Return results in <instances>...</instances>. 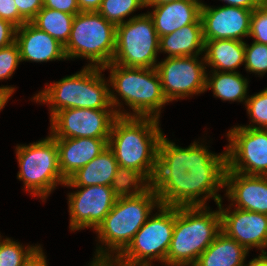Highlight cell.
<instances>
[{
	"instance_id": "cell-1",
	"label": "cell",
	"mask_w": 267,
	"mask_h": 266,
	"mask_svg": "<svg viewBox=\"0 0 267 266\" xmlns=\"http://www.w3.org/2000/svg\"><path fill=\"white\" fill-rule=\"evenodd\" d=\"M198 143L193 142L189 147L182 148L169 141L164 134L160 138L157 168L151 187L161 205L194 207L206 206L210 197L217 205L222 200L218 191L224 188L226 150L219 155L213 154Z\"/></svg>"
},
{
	"instance_id": "cell-2",
	"label": "cell",
	"mask_w": 267,
	"mask_h": 266,
	"mask_svg": "<svg viewBox=\"0 0 267 266\" xmlns=\"http://www.w3.org/2000/svg\"><path fill=\"white\" fill-rule=\"evenodd\" d=\"M102 71L100 67L87 65L80 72L47 85L32 99L47 103L51 118L58 111L68 108L115 110L118 116H132V113L120 110L122 102L110 90L109 81L102 77ZM116 107L119 109L116 110Z\"/></svg>"
},
{
	"instance_id": "cell-3",
	"label": "cell",
	"mask_w": 267,
	"mask_h": 266,
	"mask_svg": "<svg viewBox=\"0 0 267 266\" xmlns=\"http://www.w3.org/2000/svg\"><path fill=\"white\" fill-rule=\"evenodd\" d=\"M160 205L152 187L137 196L117 198L113 208L95 230L103 245L97 247L95 258L89 266L110 264L145 224L153 208L158 209Z\"/></svg>"
},
{
	"instance_id": "cell-4",
	"label": "cell",
	"mask_w": 267,
	"mask_h": 266,
	"mask_svg": "<svg viewBox=\"0 0 267 266\" xmlns=\"http://www.w3.org/2000/svg\"><path fill=\"white\" fill-rule=\"evenodd\" d=\"M162 135L159 119L117 116L112 124L108 147L119 166L136 169L152 182Z\"/></svg>"
},
{
	"instance_id": "cell-5",
	"label": "cell",
	"mask_w": 267,
	"mask_h": 266,
	"mask_svg": "<svg viewBox=\"0 0 267 266\" xmlns=\"http://www.w3.org/2000/svg\"><path fill=\"white\" fill-rule=\"evenodd\" d=\"M209 208L175 207V226L166 257L167 266H193L222 231L220 211H209Z\"/></svg>"
},
{
	"instance_id": "cell-6",
	"label": "cell",
	"mask_w": 267,
	"mask_h": 266,
	"mask_svg": "<svg viewBox=\"0 0 267 266\" xmlns=\"http://www.w3.org/2000/svg\"><path fill=\"white\" fill-rule=\"evenodd\" d=\"M111 87L133 110L132 116L159 119L161 108L169 103L165 98L156 68L125 67L110 63Z\"/></svg>"
},
{
	"instance_id": "cell-7",
	"label": "cell",
	"mask_w": 267,
	"mask_h": 266,
	"mask_svg": "<svg viewBox=\"0 0 267 266\" xmlns=\"http://www.w3.org/2000/svg\"><path fill=\"white\" fill-rule=\"evenodd\" d=\"M116 49V26L99 12H79L75 15L69 39L64 45L67 59L82 57L88 66L110 64Z\"/></svg>"
},
{
	"instance_id": "cell-8",
	"label": "cell",
	"mask_w": 267,
	"mask_h": 266,
	"mask_svg": "<svg viewBox=\"0 0 267 266\" xmlns=\"http://www.w3.org/2000/svg\"><path fill=\"white\" fill-rule=\"evenodd\" d=\"M158 212L148 218L111 266H152L154 259L166 265L175 226V207L160 205Z\"/></svg>"
},
{
	"instance_id": "cell-9",
	"label": "cell",
	"mask_w": 267,
	"mask_h": 266,
	"mask_svg": "<svg viewBox=\"0 0 267 266\" xmlns=\"http://www.w3.org/2000/svg\"><path fill=\"white\" fill-rule=\"evenodd\" d=\"M16 155L20 167L17 178L31 195L45 200L58 184L66 182L59 168L56 140L51 135L29 145H17Z\"/></svg>"
},
{
	"instance_id": "cell-10",
	"label": "cell",
	"mask_w": 267,
	"mask_h": 266,
	"mask_svg": "<svg viewBox=\"0 0 267 266\" xmlns=\"http://www.w3.org/2000/svg\"><path fill=\"white\" fill-rule=\"evenodd\" d=\"M160 38L148 13L116 26L112 63L125 67L156 68Z\"/></svg>"
},
{
	"instance_id": "cell-11",
	"label": "cell",
	"mask_w": 267,
	"mask_h": 266,
	"mask_svg": "<svg viewBox=\"0 0 267 266\" xmlns=\"http://www.w3.org/2000/svg\"><path fill=\"white\" fill-rule=\"evenodd\" d=\"M227 169L267 176V129L235 126L227 133Z\"/></svg>"
},
{
	"instance_id": "cell-12",
	"label": "cell",
	"mask_w": 267,
	"mask_h": 266,
	"mask_svg": "<svg viewBox=\"0 0 267 266\" xmlns=\"http://www.w3.org/2000/svg\"><path fill=\"white\" fill-rule=\"evenodd\" d=\"M198 56L166 57L156 65L162 91L168 102L206 91L205 61Z\"/></svg>"
},
{
	"instance_id": "cell-13",
	"label": "cell",
	"mask_w": 267,
	"mask_h": 266,
	"mask_svg": "<svg viewBox=\"0 0 267 266\" xmlns=\"http://www.w3.org/2000/svg\"><path fill=\"white\" fill-rule=\"evenodd\" d=\"M117 116L115 110L63 109L50 118V135L54 139L109 138Z\"/></svg>"
},
{
	"instance_id": "cell-14",
	"label": "cell",
	"mask_w": 267,
	"mask_h": 266,
	"mask_svg": "<svg viewBox=\"0 0 267 266\" xmlns=\"http://www.w3.org/2000/svg\"><path fill=\"white\" fill-rule=\"evenodd\" d=\"M69 187L80 188L68 195L71 231L96 230L115 204L117 197L113 190L104 185Z\"/></svg>"
},
{
	"instance_id": "cell-15",
	"label": "cell",
	"mask_w": 267,
	"mask_h": 266,
	"mask_svg": "<svg viewBox=\"0 0 267 266\" xmlns=\"http://www.w3.org/2000/svg\"><path fill=\"white\" fill-rule=\"evenodd\" d=\"M252 13L253 10L241 7L224 5L213 8L202 3L200 18L203 39H233L243 41V37H249Z\"/></svg>"
},
{
	"instance_id": "cell-16",
	"label": "cell",
	"mask_w": 267,
	"mask_h": 266,
	"mask_svg": "<svg viewBox=\"0 0 267 266\" xmlns=\"http://www.w3.org/2000/svg\"><path fill=\"white\" fill-rule=\"evenodd\" d=\"M221 215V230L248 251L252 247L267 254V215L236 208L231 211L222 207V200L218 203ZM223 208V209H222Z\"/></svg>"
},
{
	"instance_id": "cell-17",
	"label": "cell",
	"mask_w": 267,
	"mask_h": 266,
	"mask_svg": "<svg viewBox=\"0 0 267 266\" xmlns=\"http://www.w3.org/2000/svg\"><path fill=\"white\" fill-rule=\"evenodd\" d=\"M225 187L230 207L267 215V176L247 175L226 168Z\"/></svg>"
},
{
	"instance_id": "cell-18",
	"label": "cell",
	"mask_w": 267,
	"mask_h": 266,
	"mask_svg": "<svg viewBox=\"0 0 267 266\" xmlns=\"http://www.w3.org/2000/svg\"><path fill=\"white\" fill-rule=\"evenodd\" d=\"M21 61L47 62L67 59L64 45L40 30L32 22L16 29V40Z\"/></svg>"
},
{
	"instance_id": "cell-19",
	"label": "cell",
	"mask_w": 267,
	"mask_h": 266,
	"mask_svg": "<svg viewBox=\"0 0 267 266\" xmlns=\"http://www.w3.org/2000/svg\"><path fill=\"white\" fill-rule=\"evenodd\" d=\"M109 138H66L55 139L58 148L59 168L67 180L77 170L108 147Z\"/></svg>"
},
{
	"instance_id": "cell-20",
	"label": "cell",
	"mask_w": 267,
	"mask_h": 266,
	"mask_svg": "<svg viewBox=\"0 0 267 266\" xmlns=\"http://www.w3.org/2000/svg\"><path fill=\"white\" fill-rule=\"evenodd\" d=\"M202 2L200 0H179L161 5H154L148 12L159 36L170 34L184 25L195 23L200 18Z\"/></svg>"
},
{
	"instance_id": "cell-21",
	"label": "cell",
	"mask_w": 267,
	"mask_h": 266,
	"mask_svg": "<svg viewBox=\"0 0 267 266\" xmlns=\"http://www.w3.org/2000/svg\"><path fill=\"white\" fill-rule=\"evenodd\" d=\"M204 61L212 71L237 72L244 63L245 41L233 39L204 40Z\"/></svg>"
},
{
	"instance_id": "cell-22",
	"label": "cell",
	"mask_w": 267,
	"mask_h": 266,
	"mask_svg": "<svg viewBox=\"0 0 267 266\" xmlns=\"http://www.w3.org/2000/svg\"><path fill=\"white\" fill-rule=\"evenodd\" d=\"M159 52L167 57L199 56L204 52L201 18L195 23L184 25L173 33L160 37Z\"/></svg>"
},
{
	"instance_id": "cell-23",
	"label": "cell",
	"mask_w": 267,
	"mask_h": 266,
	"mask_svg": "<svg viewBox=\"0 0 267 266\" xmlns=\"http://www.w3.org/2000/svg\"><path fill=\"white\" fill-rule=\"evenodd\" d=\"M118 166L113 152L107 147L87 165L71 175L64 186H111Z\"/></svg>"
},
{
	"instance_id": "cell-24",
	"label": "cell",
	"mask_w": 267,
	"mask_h": 266,
	"mask_svg": "<svg viewBox=\"0 0 267 266\" xmlns=\"http://www.w3.org/2000/svg\"><path fill=\"white\" fill-rule=\"evenodd\" d=\"M248 252L221 231L193 266H246L244 260Z\"/></svg>"
},
{
	"instance_id": "cell-25",
	"label": "cell",
	"mask_w": 267,
	"mask_h": 266,
	"mask_svg": "<svg viewBox=\"0 0 267 266\" xmlns=\"http://www.w3.org/2000/svg\"><path fill=\"white\" fill-rule=\"evenodd\" d=\"M212 75L206 74V91L213 90V95L223 101L246 102L248 80L239 72L211 71Z\"/></svg>"
},
{
	"instance_id": "cell-26",
	"label": "cell",
	"mask_w": 267,
	"mask_h": 266,
	"mask_svg": "<svg viewBox=\"0 0 267 266\" xmlns=\"http://www.w3.org/2000/svg\"><path fill=\"white\" fill-rule=\"evenodd\" d=\"M75 15L43 7L31 21L40 30L65 45L72 30Z\"/></svg>"
},
{
	"instance_id": "cell-27",
	"label": "cell",
	"mask_w": 267,
	"mask_h": 266,
	"mask_svg": "<svg viewBox=\"0 0 267 266\" xmlns=\"http://www.w3.org/2000/svg\"><path fill=\"white\" fill-rule=\"evenodd\" d=\"M110 187L117 198L132 197L148 190L151 182L136 169L118 166Z\"/></svg>"
},
{
	"instance_id": "cell-28",
	"label": "cell",
	"mask_w": 267,
	"mask_h": 266,
	"mask_svg": "<svg viewBox=\"0 0 267 266\" xmlns=\"http://www.w3.org/2000/svg\"><path fill=\"white\" fill-rule=\"evenodd\" d=\"M145 7L144 0H102L99 12L108 22L118 26L126 22L125 17Z\"/></svg>"
},
{
	"instance_id": "cell-29",
	"label": "cell",
	"mask_w": 267,
	"mask_h": 266,
	"mask_svg": "<svg viewBox=\"0 0 267 266\" xmlns=\"http://www.w3.org/2000/svg\"><path fill=\"white\" fill-rule=\"evenodd\" d=\"M40 247L28 245L24 248L10 238L0 239V266H24Z\"/></svg>"
},
{
	"instance_id": "cell-30",
	"label": "cell",
	"mask_w": 267,
	"mask_h": 266,
	"mask_svg": "<svg viewBox=\"0 0 267 266\" xmlns=\"http://www.w3.org/2000/svg\"><path fill=\"white\" fill-rule=\"evenodd\" d=\"M247 114L250 116L251 122L255 125H247L242 127L267 129V88L259 93L248 97L244 102ZM259 125V126H258Z\"/></svg>"
},
{
	"instance_id": "cell-31",
	"label": "cell",
	"mask_w": 267,
	"mask_h": 266,
	"mask_svg": "<svg viewBox=\"0 0 267 266\" xmlns=\"http://www.w3.org/2000/svg\"><path fill=\"white\" fill-rule=\"evenodd\" d=\"M244 64L246 71L263 76L267 72V45L255 41L251 46L245 43Z\"/></svg>"
},
{
	"instance_id": "cell-32",
	"label": "cell",
	"mask_w": 267,
	"mask_h": 266,
	"mask_svg": "<svg viewBox=\"0 0 267 266\" xmlns=\"http://www.w3.org/2000/svg\"><path fill=\"white\" fill-rule=\"evenodd\" d=\"M21 62L17 42L0 48V80L9 79Z\"/></svg>"
},
{
	"instance_id": "cell-33",
	"label": "cell",
	"mask_w": 267,
	"mask_h": 266,
	"mask_svg": "<svg viewBox=\"0 0 267 266\" xmlns=\"http://www.w3.org/2000/svg\"><path fill=\"white\" fill-rule=\"evenodd\" d=\"M249 37L254 38V41L267 45V7L264 5L259 6L253 10Z\"/></svg>"
},
{
	"instance_id": "cell-34",
	"label": "cell",
	"mask_w": 267,
	"mask_h": 266,
	"mask_svg": "<svg viewBox=\"0 0 267 266\" xmlns=\"http://www.w3.org/2000/svg\"><path fill=\"white\" fill-rule=\"evenodd\" d=\"M0 18L11 22L17 28L27 22L19 14L14 0H0Z\"/></svg>"
},
{
	"instance_id": "cell-35",
	"label": "cell",
	"mask_w": 267,
	"mask_h": 266,
	"mask_svg": "<svg viewBox=\"0 0 267 266\" xmlns=\"http://www.w3.org/2000/svg\"><path fill=\"white\" fill-rule=\"evenodd\" d=\"M19 14L27 21L31 22L37 13L43 8V0H14Z\"/></svg>"
},
{
	"instance_id": "cell-36",
	"label": "cell",
	"mask_w": 267,
	"mask_h": 266,
	"mask_svg": "<svg viewBox=\"0 0 267 266\" xmlns=\"http://www.w3.org/2000/svg\"><path fill=\"white\" fill-rule=\"evenodd\" d=\"M43 7L76 15L80 12L77 0H43Z\"/></svg>"
},
{
	"instance_id": "cell-37",
	"label": "cell",
	"mask_w": 267,
	"mask_h": 266,
	"mask_svg": "<svg viewBox=\"0 0 267 266\" xmlns=\"http://www.w3.org/2000/svg\"><path fill=\"white\" fill-rule=\"evenodd\" d=\"M17 27L0 18V48L6 47L16 40Z\"/></svg>"
},
{
	"instance_id": "cell-38",
	"label": "cell",
	"mask_w": 267,
	"mask_h": 266,
	"mask_svg": "<svg viewBox=\"0 0 267 266\" xmlns=\"http://www.w3.org/2000/svg\"><path fill=\"white\" fill-rule=\"evenodd\" d=\"M226 2V6L241 7L244 9L254 10L263 5V0H221Z\"/></svg>"
},
{
	"instance_id": "cell-39",
	"label": "cell",
	"mask_w": 267,
	"mask_h": 266,
	"mask_svg": "<svg viewBox=\"0 0 267 266\" xmlns=\"http://www.w3.org/2000/svg\"><path fill=\"white\" fill-rule=\"evenodd\" d=\"M80 12H94L100 9L102 0H77Z\"/></svg>"
},
{
	"instance_id": "cell-40",
	"label": "cell",
	"mask_w": 267,
	"mask_h": 266,
	"mask_svg": "<svg viewBox=\"0 0 267 266\" xmlns=\"http://www.w3.org/2000/svg\"><path fill=\"white\" fill-rule=\"evenodd\" d=\"M24 266H47L46 256L41 247L31 256Z\"/></svg>"
},
{
	"instance_id": "cell-41",
	"label": "cell",
	"mask_w": 267,
	"mask_h": 266,
	"mask_svg": "<svg viewBox=\"0 0 267 266\" xmlns=\"http://www.w3.org/2000/svg\"><path fill=\"white\" fill-rule=\"evenodd\" d=\"M15 91V87L2 86L0 87V111L4 108L8 99L12 96Z\"/></svg>"
},
{
	"instance_id": "cell-42",
	"label": "cell",
	"mask_w": 267,
	"mask_h": 266,
	"mask_svg": "<svg viewBox=\"0 0 267 266\" xmlns=\"http://www.w3.org/2000/svg\"><path fill=\"white\" fill-rule=\"evenodd\" d=\"M246 266H267V254H260L258 257L249 261Z\"/></svg>"
},
{
	"instance_id": "cell-43",
	"label": "cell",
	"mask_w": 267,
	"mask_h": 266,
	"mask_svg": "<svg viewBox=\"0 0 267 266\" xmlns=\"http://www.w3.org/2000/svg\"><path fill=\"white\" fill-rule=\"evenodd\" d=\"M179 0H144L145 7L154 6V5H161L164 3L174 2Z\"/></svg>"
},
{
	"instance_id": "cell-44",
	"label": "cell",
	"mask_w": 267,
	"mask_h": 266,
	"mask_svg": "<svg viewBox=\"0 0 267 266\" xmlns=\"http://www.w3.org/2000/svg\"><path fill=\"white\" fill-rule=\"evenodd\" d=\"M95 266H111L110 264H100V265H95Z\"/></svg>"
},
{
	"instance_id": "cell-45",
	"label": "cell",
	"mask_w": 267,
	"mask_h": 266,
	"mask_svg": "<svg viewBox=\"0 0 267 266\" xmlns=\"http://www.w3.org/2000/svg\"><path fill=\"white\" fill-rule=\"evenodd\" d=\"M263 5L267 7V0H263Z\"/></svg>"
}]
</instances>
